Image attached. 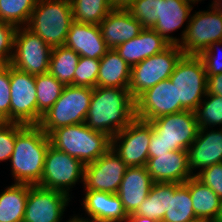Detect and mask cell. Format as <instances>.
I'll use <instances>...</instances> for the list:
<instances>
[{
	"instance_id": "6da1fadb",
	"label": "cell",
	"mask_w": 222,
	"mask_h": 222,
	"mask_svg": "<svg viewBox=\"0 0 222 222\" xmlns=\"http://www.w3.org/2000/svg\"><path fill=\"white\" fill-rule=\"evenodd\" d=\"M135 118V99L129 89L99 86L93 88L85 119L89 128L112 138Z\"/></svg>"
},
{
	"instance_id": "7a4b0ae2",
	"label": "cell",
	"mask_w": 222,
	"mask_h": 222,
	"mask_svg": "<svg viewBox=\"0 0 222 222\" xmlns=\"http://www.w3.org/2000/svg\"><path fill=\"white\" fill-rule=\"evenodd\" d=\"M49 145V136L38 125L16 122L15 146L9 160L14 183L40 184Z\"/></svg>"
},
{
	"instance_id": "3957f363",
	"label": "cell",
	"mask_w": 222,
	"mask_h": 222,
	"mask_svg": "<svg viewBox=\"0 0 222 222\" xmlns=\"http://www.w3.org/2000/svg\"><path fill=\"white\" fill-rule=\"evenodd\" d=\"M50 145L80 160L84 165L96 161L111 148V137L92 130L85 122L53 130Z\"/></svg>"
},
{
	"instance_id": "277c9868",
	"label": "cell",
	"mask_w": 222,
	"mask_h": 222,
	"mask_svg": "<svg viewBox=\"0 0 222 222\" xmlns=\"http://www.w3.org/2000/svg\"><path fill=\"white\" fill-rule=\"evenodd\" d=\"M72 22L70 0H37L26 27L55 48L65 44Z\"/></svg>"
},
{
	"instance_id": "5b68a950",
	"label": "cell",
	"mask_w": 222,
	"mask_h": 222,
	"mask_svg": "<svg viewBox=\"0 0 222 222\" xmlns=\"http://www.w3.org/2000/svg\"><path fill=\"white\" fill-rule=\"evenodd\" d=\"M93 88L64 86L61 96L55 104L42 115L38 126L49 135L53 130L85 122Z\"/></svg>"
},
{
	"instance_id": "8992f818",
	"label": "cell",
	"mask_w": 222,
	"mask_h": 222,
	"mask_svg": "<svg viewBox=\"0 0 222 222\" xmlns=\"http://www.w3.org/2000/svg\"><path fill=\"white\" fill-rule=\"evenodd\" d=\"M169 79L176 86L177 103L184 110L194 112L207 93V73L202 59L183 55Z\"/></svg>"
},
{
	"instance_id": "52a82bcc",
	"label": "cell",
	"mask_w": 222,
	"mask_h": 222,
	"mask_svg": "<svg viewBox=\"0 0 222 222\" xmlns=\"http://www.w3.org/2000/svg\"><path fill=\"white\" fill-rule=\"evenodd\" d=\"M183 55L179 45H169L162 52L132 66L128 87L132 97L136 99L160 81L168 80Z\"/></svg>"
},
{
	"instance_id": "ba28073f",
	"label": "cell",
	"mask_w": 222,
	"mask_h": 222,
	"mask_svg": "<svg viewBox=\"0 0 222 222\" xmlns=\"http://www.w3.org/2000/svg\"><path fill=\"white\" fill-rule=\"evenodd\" d=\"M209 8L190 16L182 31L179 48L184 55L199 56L211 43L222 41V14L213 5Z\"/></svg>"
},
{
	"instance_id": "9c48e42d",
	"label": "cell",
	"mask_w": 222,
	"mask_h": 222,
	"mask_svg": "<svg viewBox=\"0 0 222 222\" xmlns=\"http://www.w3.org/2000/svg\"><path fill=\"white\" fill-rule=\"evenodd\" d=\"M52 48L26 26L18 27L10 65L31 75L49 72Z\"/></svg>"
},
{
	"instance_id": "30bf717a",
	"label": "cell",
	"mask_w": 222,
	"mask_h": 222,
	"mask_svg": "<svg viewBox=\"0 0 222 222\" xmlns=\"http://www.w3.org/2000/svg\"><path fill=\"white\" fill-rule=\"evenodd\" d=\"M84 170L85 165L80 160L49 145L39 186L57 190L69 196V190L76 182L79 179L83 182Z\"/></svg>"
},
{
	"instance_id": "8fae6325",
	"label": "cell",
	"mask_w": 222,
	"mask_h": 222,
	"mask_svg": "<svg viewBox=\"0 0 222 222\" xmlns=\"http://www.w3.org/2000/svg\"><path fill=\"white\" fill-rule=\"evenodd\" d=\"M148 122L152 126V132L168 147V151L187 150L199 132L195 113L189 110L164 115Z\"/></svg>"
},
{
	"instance_id": "7c38bea8",
	"label": "cell",
	"mask_w": 222,
	"mask_h": 222,
	"mask_svg": "<svg viewBox=\"0 0 222 222\" xmlns=\"http://www.w3.org/2000/svg\"><path fill=\"white\" fill-rule=\"evenodd\" d=\"M151 139V124L135 118L111 138V148L128 167L146 166Z\"/></svg>"
},
{
	"instance_id": "4fadbf2b",
	"label": "cell",
	"mask_w": 222,
	"mask_h": 222,
	"mask_svg": "<svg viewBox=\"0 0 222 222\" xmlns=\"http://www.w3.org/2000/svg\"><path fill=\"white\" fill-rule=\"evenodd\" d=\"M10 122L37 125V90L35 75L10 65Z\"/></svg>"
},
{
	"instance_id": "5bb4252c",
	"label": "cell",
	"mask_w": 222,
	"mask_h": 222,
	"mask_svg": "<svg viewBox=\"0 0 222 222\" xmlns=\"http://www.w3.org/2000/svg\"><path fill=\"white\" fill-rule=\"evenodd\" d=\"M127 167L113 149L110 148L96 161L85 165L84 190L117 194Z\"/></svg>"
},
{
	"instance_id": "9a60e30c",
	"label": "cell",
	"mask_w": 222,
	"mask_h": 222,
	"mask_svg": "<svg viewBox=\"0 0 222 222\" xmlns=\"http://www.w3.org/2000/svg\"><path fill=\"white\" fill-rule=\"evenodd\" d=\"M184 111L177 103L176 86L168 80L160 81L135 99V115L142 121Z\"/></svg>"
},
{
	"instance_id": "2e32d148",
	"label": "cell",
	"mask_w": 222,
	"mask_h": 222,
	"mask_svg": "<svg viewBox=\"0 0 222 222\" xmlns=\"http://www.w3.org/2000/svg\"><path fill=\"white\" fill-rule=\"evenodd\" d=\"M69 200L63 192L29 185L23 222H61Z\"/></svg>"
},
{
	"instance_id": "e0dca14e",
	"label": "cell",
	"mask_w": 222,
	"mask_h": 222,
	"mask_svg": "<svg viewBox=\"0 0 222 222\" xmlns=\"http://www.w3.org/2000/svg\"><path fill=\"white\" fill-rule=\"evenodd\" d=\"M219 130L199 128L197 138L187 149L188 167L193 176L195 169L202 171L222 163V127Z\"/></svg>"
},
{
	"instance_id": "ac0fdd59",
	"label": "cell",
	"mask_w": 222,
	"mask_h": 222,
	"mask_svg": "<svg viewBox=\"0 0 222 222\" xmlns=\"http://www.w3.org/2000/svg\"><path fill=\"white\" fill-rule=\"evenodd\" d=\"M146 167L154 183L183 184L193 176L188 167L187 150L169 151L148 158Z\"/></svg>"
},
{
	"instance_id": "d6986e66",
	"label": "cell",
	"mask_w": 222,
	"mask_h": 222,
	"mask_svg": "<svg viewBox=\"0 0 222 222\" xmlns=\"http://www.w3.org/2000/svg\"><path fill=\"white\" fill-rule=\"evenodd\" d=\"M153 184L146 166L127 167L117 193L127 215L137 211Z\"/></svg>"
},
{
	"instance_id": "ffe728a7",
	"label": "cell",
	"mask_w": 222,
	"mask_h": 222,
	"mask_svg": "<svg viewBox=\"0 0 222 222\" xmlns=\"http://www.w3.org/2000/svg\"><path fill=\"white\" fill-rule=\"evenodd\" d=\"M65 46L81 57L101 59L108 48L102 38L99 25L73 21L67 33Z\"/></svg>"
},
{
	"instance_id": "44dd1931",
	"label": "cell",
	"mask_w": 222,
	"mask_h": 222,
	"mask_svg": "<svg viewBox=\"0 0 222 222\" xmlns=\"http://www.w3.org/2000/svg\"><path fill=\"white\" fill-rule=\"evenodd\" d=\"M102 38L108 49L138 36L144 29L128 10H111L99 24Z\"/></svg>"
},
{
	"instance_id": "7402d4cb",
	"label": "cell",
	"mask_w": 222,
	"mask_h": 222,
	"mask_svg": "<svg viewBox=\"0 0 222 222\" xmlns=\"http://www.w3.org/2000/svg\"><path fill=\"white\" fill-rule=\"evenodd\" d=\"M192 3L185 0H159V17L153 26L155 30L168 44L179 45L180 38L173 37L169 33L189 22Z\"/></svg>"
},
{
	"instance_id": "603a6c76",
	"label": "cell",
	"mask_w": 222,
	"mask_h": 222,
	"mask_svg": "<svg viewBox=\"0 0 222 222\" xmlns=\"http://www.w3.org/2000/svg\"><path fill=\"white\" fill-rule=\"evenodd\" d=\"M82 205L89 219L94 222H127L128 215L117 194L86 191Z\"/></svg>"
},
{
	"instance_id": "cb8c5ba5",
	"label": "cell",
	"mask_w": 222,
	"mask_h": 222,
	"mask_svg": "<svg viewBox=\"0 0 222 222\" xmlns=\"http://www.w3.org/2000/svg\"><path fill=\"white\" fill-rule=\"evenodd\" d=\"M169 45L155 30L144 28L138 36L118 45L115 50L132 67L162 52Z\"/></svg>"
},
{
	"instance_id": "d4e9b609",
	"label": "cell",
	"mask_w": 222,
	"mask_h": 222,
	"mask_svg": "<svg viewBox=\"0 0 222 222\" xmlns=\"http://www.w3.org/2000/svg\"><path fill=\"white\" fill-rule=\"evenodd\" d=\"M190 192L196 218L218 222L221 216V199L196 176L183 183Z\"/></svg>"
},
{
	"instance_id": "484cf974",
	"label": "cell",
	"mask_w": 222,
	"mask_h": 222,
	"mask_svg": "<svg viewBox=\"0 0 222 222\" xmlns=\"http://www.w3.org/2000/svg\"><path fill=\"white\" fill-rule=\"evenodd\" d=\"M131 67L115 49H108L100 59L97 86L128 89Z\"/></svg>"
},
{
	"instance_id": "4316f807",
	"label": "cell",
	"mask_w": 222,
	"mask_h": 222,
	"mask_svg": "<svg viewBox=\"0 0 222 222\" xmlns=\"http://www.w3.org/2000/svg\"><path fill=\"white\" fill-rule=\"evenodd\" d=\"M29 184L15 183L0 194V222H23Z\"/></svg>"
},
{
	"instance_id": "83f0119b",
	"label": "cell",
	"mask_w": 222,
	"mask_h": 222,
	"mask_svg": "<svg viewBox=\"0 0 222 222\" xmlns=\"http://www.w3.org/2000/svg\"><path fill=\"white\" fill-rule=\"evenodd\" d=\"M198 220L193 210L189 189L184 184L171 183L168 211L161 222H194Z\"/></svg>"
},
{
	"instance_id": "f1b7e54d",
	"label": "cell",
	"mask_w": 222,
	"mask_h": 222,
	"mask_svg": "<svg viewBox=\"0 0 222 222\" xmlns=\"http://www.w3.org/2000/svg\"><path fill=\"white\" fill-rule=\"evenodd\" d=\"M79 58L80 55L78 53L65 45L52 48L49 73L56 77L63 85L74 86V73Z\"/></svg>"
},
{
	"instance_id": "f546056e",
	"label": "cell",
	"mask_w": 222,
	"mask_h": 222,
	"mask_svg": "<svg viewBox=\"0 0 222 222\" xmlns=\"http://www.w3.org/2000/svg\"><path fill=\"white\" fill-rule=\"evenodd\" d=\"M169 195H171V183H154L147 198L134 214L161 222L165 212L168 211Z\"/></svg>"
},
{
	"instance_id": "4dcf8cb0",
	"label": "cell",
	"mask_w": 222,
	"mask_h": 222,
	"mask_svg": "<svg viewBox=\"0 0 222 222\" xmlns=\"http://www.w3.org/2000/svg\"><path fill=\"white\" fill-rule=\"evenodd\" d=\"M37 90V125L42 115L45 114L61 96L63 85L56 77L49 72L35 75Z\"/></svg>"
},
{
	"instance_id": "1f68e13d",
	"label": "cell",
	"mask_w": 222,
	"mask_h": 222,
	"mask_svg": "<svg viewBox=\"0 0 222 222\" xmlns=\"http://www.w3.org/2000/svg\"><path fill=\"white\" fill-rule=\"evenodd\" d=\"M73 21L99 25L112 10L109 0H70Z\"/></svg>"
},
{
	"instance_id": "d6a6232c",
	"label": "cell",
	"mask_w": 222,
	"mask_h": 222,
	"mask_svg": "<svg viewBox=\"0 0 222 222\" xmlns=\"http://www.w3.org/2000/svg\"><path fill=\"white\" fill-rule=\"evenodd\" d=\"M37 0H0V21L14 26H26Z\"/></svg>"
},
{
	"instance_id": "836d02e7",
	"label": "cell",
	"mask_w": 222,
	"mask_h": 222,
	"mask_svg": "<svg viewBox=\"0 0 222 222\" xmlns=\"http://www.w3.org/2000/svg\"><path fill=\"white\" fill-rule=\"evenodd\" d=\"M194 113L199 128H209L222 124V96L206 93ZM209 126V127H208Z\"/></svg>"
},
{
	"instance_id": "e575fe53",
	"label": "cell",
	"mask_w": 222,
	"mask_h": 222,
	"mask_svg": "<svg viewBox=\"0 0 222 222\" xmlns=\"http://www.w3.org/2000/svg\"><path fill=\"white\" fill-rule=\"evenodd\" d=\"M100 59L81 57L74 73V86L97 87Z\"/></svg>"
},
{
	"instance_id": "d590c367",
	"label": "cell",
	"mask_w": 222,
	"mask_h": 222,
	"mask_svg": "<svg viewBox=\"0 0 222 222\" xmlns=\"http://www.w3.org/2000/svg\"><path fill=\"white\" fill-rule=\"evenodd\" d=\"M128 11L143 28H153L159 17V0H136Z\"/></svg>"
},
{
	"instance_id": "8d00e7d4",
	"label": "cell",
	"mask_w": 222,
	"mask_h": 222,
	"mask_svg": "<svg viewBox=\"0 0 222 222\" xmlns=\"http://www.w3.org/2000/svg\"><path fill=\"white\" fill-rule=\"evenodd\" d=\"M16 30V26L0 21V66L11 63Z\"/></svg>"
},
{
	"instance_id": "74e56055",
	"label": "cell",
	"mask_w": 222,
	"mask_h": 222,
	"mask_svg": "<svg viewBox=\"0 0 222 222\" xmlns=\"http://www.w3.org/2000/svg\"><path fill=\"white\" fill-rule=\"evenodd\" d=\"M10 64L0 66V122H10Z\"/></svg>"
},
{
	"instance_id": "f35d334b",
	"label": "cell",
	"mask_w": 222,
	"mask_h": 222,
	"mask_svg": "<svg viewBox=\"0 0 222 222\" xmlns=\"http://www.w3.org/2000/svg\"><path fill=\"white\" fill-rule=\"evenodd\" d=\"M16 140V122H0V162L10 160Z\"/></svg>"
},
{
	"instance_id": "ab89813d",
	"label": "cell",
	"mask_w": 222,
	"mask_h": 222,
	"mask_svg": "<svg viewBox=\"0 0 222 222\" xmlns=\"http://www.w3.org/2000/svg\"><path fill=\"white\" fill-rule=\"evenodd\" d=\"M194 176L222 199V163L209 166L198 173H194Z\"/></svg>"
},
{
	"instance_id": "60d3db41",
	"label": "cell",
	"mask_w": 222,
	"mask_h": 222,
	"mask_svg": "<svg viewBox=\"0 0 222 222\" xmlns=\"http://www.w3.org/2000/svg\"><path fill=\"white\" fill-rule=\"evenodd\" d=\"M219 45L222 46V41L213 42L199 55L204 63L207 76H213L222 73V61H220L222 60L220 55L221 53L219 54L220 56L217 55L218 53H215L218 51L216 46L218 48Z\"/></svg>"
},
{
	"instance_id": "b9f144b4",
	"label": "cell",
	"mask_w": 222,
	"mask_h": 222,
	"mask_svg": "<svg viewBox=\"0 0 222 222\" xmlns=\"http://www.w3.org/2000/svg\"><path fill=\"white\" fill-rule=\"evenodd\" d=\"M168 152V147L162 143L161 139L156 137V135L152 132L151 126V139L148 150L149 158L158 157V155L167 154Z\"/></svg>"
},
{
	"instance_id": "7bdbcfd3",
	"label": "cell",
	"mask_w": 222,
	"mask_h": 222,
	"mask_svg": "<svg viewBox=\"0 0 222 222\" xmlns=\"http://www.w3.org/2000/svg\"><path fill=\"white\" fill-rule=\"evenodd\" d=\"M207 93L222 96V73L207 76Z\"/></svg>"
},
{
	"instance_id": "ee69618b",
	"label": "cell",
	"mask_w": 222,
	"mask_h": 222,
	"mask_svg": "<svg viewBox=\"0 0 222 222\" xmlns=\"http://www.w3.org/2000/svg\"><path fill=\"white\" fill-rule=\"evenodd\" d=\"M136 0H109L113 10H128Z\"/></svg>"
},
{
	"instance_id": "f6af8a7d",
	"label": "cell",
	"mask_w": 222,
	"mask_h": 222,
	"mask_svg": "<svg viewBox=\"0 0 222 222\" xmlns=\"http://www.w3.org/2000/svg\"><path fill=\"white\" fill-rule=\"evenodd\" d=\"M127 222H159V221H156L153 218L144 217V216H140V215H136V214L132 213V214L128 215Z\"/></svg>"
},
{
	"instance_id": "bcb514c9",
	"label": "cell",
	"mask_w": 222,
	"mask_h": 222,
	"mask_svg": "<svg viewBox=\"0 0 222 222\" xmlns=\"http://www.w3.org/2000/svg\"><path fill=\"white\" fill-rule=\"evenodd\" d=\"M67 222H94L92 220H90L89 218H85V217H78V216H74L73 218L71 217L69 221Z\"/></svg>"
},
{
	"instance_id": "7dc6e473",
	"label": "cell",
	"mask_w": 222,
	"mask_h": 222,
	"mask_svg": "<svg viewBox=\"0 0 222 222\" xmlns=\"http://www.w3.org/2000/svg\"><path fill=\"white\" fill-rule=\"evenodd\" d=\"M222 0H213L211 5H213L222 14Z\"/></svg>"
},
{
	"instance_id": "c3c4849f",
	"label": "cell",
	"mask_w": 222,
	"mask_h": 222,
	"mask_svg": "<svg viewBox=\"0 0 222 222\" xmlns=\"http://www.w3.org/2000/svg\"><path fill=\"white\" fill-rule=\"evenodd\" d=\"M185 1L195 4L196 2L198 3L199 1H202V0H185Z\"/></svg>"
},
{
	"instance_id": "681fc988",
	"label": "cell",
	"mask_w": 222,
	"mask_h": 222,
	"mask_svg": "<svg viewBox=\"0 0 222 222\" xmlns=\"http://www.w3.org/2000/svg\"><path fill=\"white\" fill-rule=\"evenodd\" d=\"M218 222H222V199H221V216L219 218V221Z\"/></svg>"
},
{
	"instance_id": "f907efd6",
	"label": "cell",
	"mask_w": 222,
	"mask_h": 222,
	"mask_svg": "<svg viewBox=\"0 0 222 222\" xmlns=\"http://www.w3.org/2000/svg\"><path fill=\"white\" fill-rule=\"evenodd\" d=\"M194 222H210V221H207V220H196V221H194Z\"/></svg>"
}]
</instances>
